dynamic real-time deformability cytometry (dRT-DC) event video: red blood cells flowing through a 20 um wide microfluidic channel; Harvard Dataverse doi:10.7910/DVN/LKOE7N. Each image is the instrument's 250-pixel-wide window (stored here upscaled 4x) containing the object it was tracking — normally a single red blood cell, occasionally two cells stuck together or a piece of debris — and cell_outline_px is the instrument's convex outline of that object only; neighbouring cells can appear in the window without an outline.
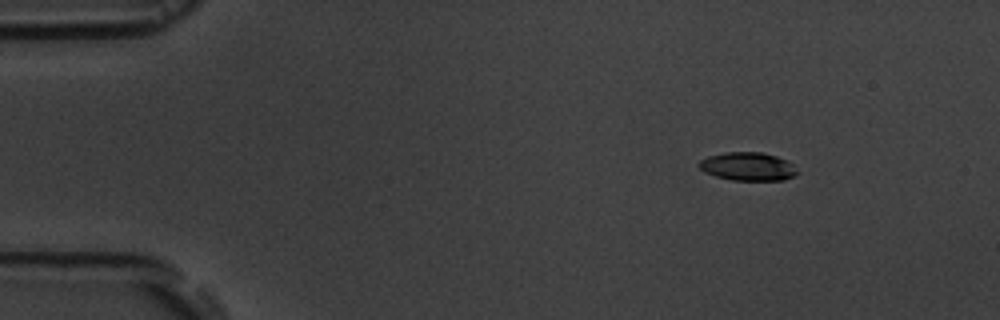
{"species": "common noctule bat (a hibernating species)", "species_latin": "Nyctalus noctula", "temperature_condition": "room temperature", "stored_images_in_passage": 4, "camera_frame_rate_fps": 3000, "um_per_image_px": 0.085, "animal": {"sex": "male", "body_mass_g": 19.5, "forearm_length_mm": 54.6}, "frame": {"image": 1, "passage_image": 2, "time_ms": 1.333, "image_size_px": [1000, 320], "cell_outline_px": [[800, 172], [796, 176], [784, 180], [732, 180], [716, 176], [704, 172], [696, 164], [700, 160], [708, 156], [724, 152], [760, 152], [776, 156], [788, 160]], "centroid_in_image_um": [63.59, 14.15], "position_along_channel_um": 21.4, "area_um2": 16.42}}
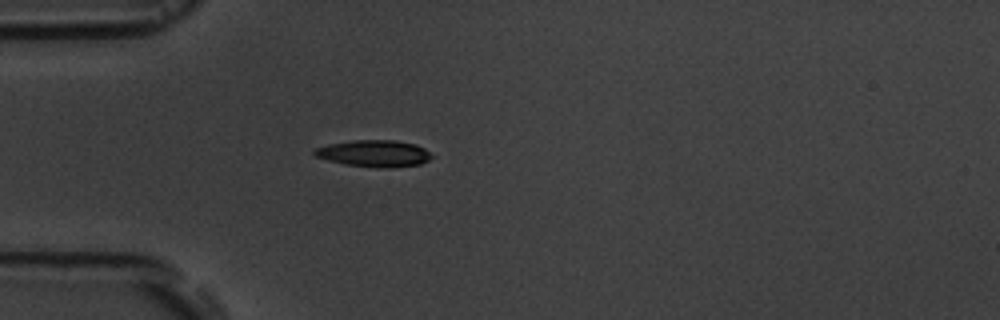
{"frame": {"image": 2, "passage_image": 4, "time_ms": 4.333, "image_size_px": [1000, 320], "cell_outline_px": [[432, 156], [428, 160], [420, 164], [388, 168], [380, 168], [344, 164], [328, 160], [316, 156], [312, 152], [312, 148], [328, 144], [352, 140], [392, 140], [416, 144], [424, 148]], "centroid_in_image_um": [31.76, 13.04], "position_along_channel_um": 53.2, "area_um2": 18.26}}